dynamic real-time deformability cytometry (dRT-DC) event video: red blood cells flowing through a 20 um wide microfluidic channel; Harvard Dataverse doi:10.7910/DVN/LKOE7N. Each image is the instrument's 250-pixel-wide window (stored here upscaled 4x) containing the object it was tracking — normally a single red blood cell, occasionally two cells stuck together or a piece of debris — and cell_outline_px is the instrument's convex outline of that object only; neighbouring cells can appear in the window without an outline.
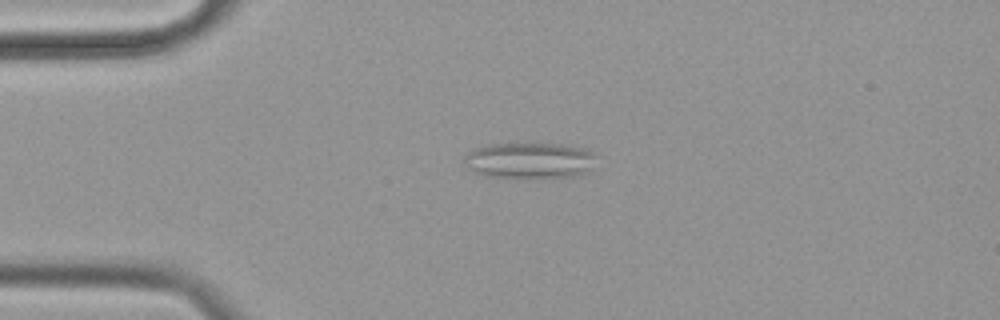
{"species": "common noctule bat (a hibernating species)", "species_latin": "Nyctalus noctula", "temperature_condition": "cold", "stored_images_in_passage": 54, "camera_frame_rate_fps": 3000, "um_per_image_px": 0.085, "animal": {"sex": "female", "body_mass_g": 19.9}, "frame": {"image": 1, "passage_image": 10, "time_ms": 3.0, "image_size_px": [1000, 320], "cell_outline_px": [[596, 156], [592, 168], [588, 172], [580, 176], [524, 180], [484, 176], [468, 168], [464, 160], [464, 156], [468, 152], [476, 148], [488, 144], [560, 144], [588, 148], [596, 152]], "centroid_in_image_um": [45.08, 13.68], "position_along_channel_um": 39.9, "area_um2": 28.84}}
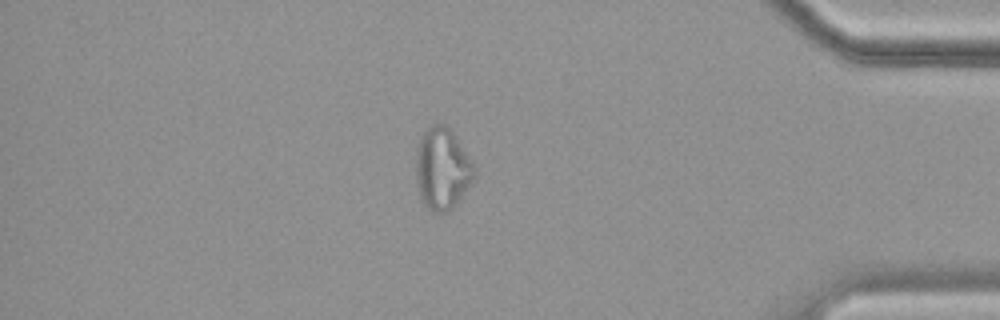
{"frame": {"image": 2, "passage_image": 46, "time_ms": 15.0, "image_size_px": [1000, 320], "cell_outline_px": [[476, 176], [456, 204], [448, 212], [432, 212], [420, 200], [416, 180], [416, 152], [420, 136], [424, 128], [428, 124], [444, 124], [456, 136], [476, 168]], "centroid_in_image_um": [37.57, 14.33], "position_along_channel_um": 397.6, "area_um2": 28.15}}
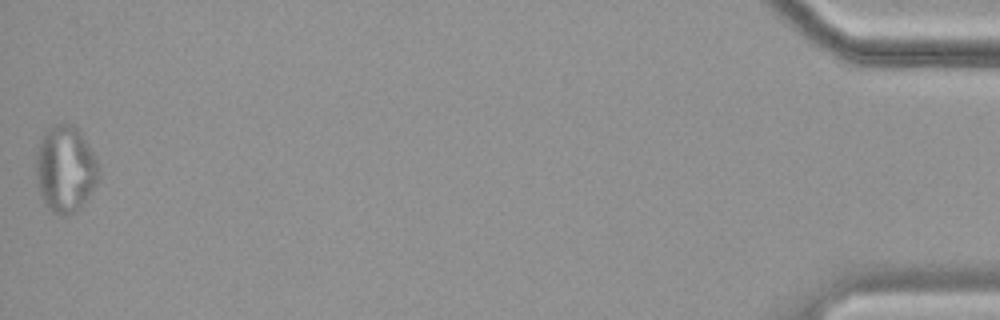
{"frame": {"image": 3, "passage_image": 54, "time_ms": 17.667, "image_size_px": [1000, 320], "cell_outline_px": [[100, 180], [80, 208], [68, 216], [64, 216], [52, 212], [40, 196], [36, 176], [36, 152], [40, 140], [44, 132], [52, 124], [72, 124], [80, 132], [100, 164]], "centroid_in_image_um": [5.57, 14.37], "position_along_channel_um": 429.6, "area_um2": 32.02}, "authors_computed_cell_mechanics": {"area_um2": 26.299, "velocity_mm_per_s": 3.4785, "shape_relaxation_time_tau1_ms": null, "shape_relaxation_time_tau2_ms": 3.4826, "deformation_change_tau1": null, "deformation_change_tau2": 0.1182}}